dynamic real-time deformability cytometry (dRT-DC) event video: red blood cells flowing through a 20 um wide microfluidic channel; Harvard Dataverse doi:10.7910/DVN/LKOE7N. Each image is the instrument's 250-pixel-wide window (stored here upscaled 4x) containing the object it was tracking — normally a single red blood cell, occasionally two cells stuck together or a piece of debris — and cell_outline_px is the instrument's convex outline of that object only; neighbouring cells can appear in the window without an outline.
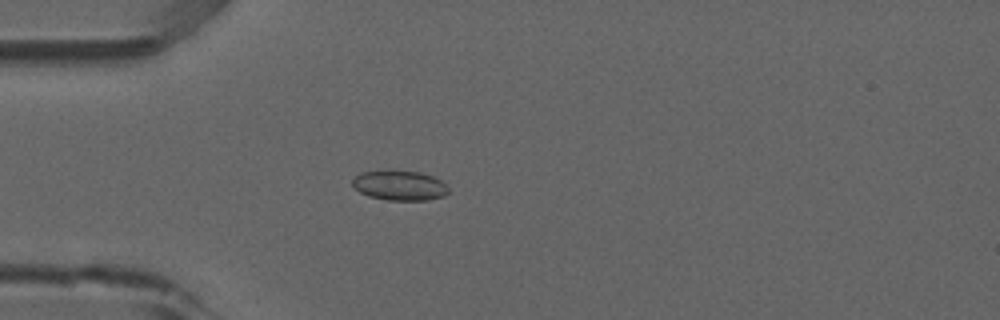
{"species": "common noctule bat (a hibernating species)", "species_latin": "Nyctalus noctula", "temperature_condition": "room temperature", "stored_images_in_passage": 3, "camera_frame_rate_fps": 3000, "um_per_image_px": 0.085, "animal": {"sex": "male", "forearm_length_mm": 52.5}, "frame": {"image": 1, "passage_image": 3, "time_ms": 0.667, "image_size_px": [1000, 320], "cell_outline_px": [[448, 192], [444, 196], [428, 200], [388, 200], [368, 196], [360, 192], [352, 184], [352, 180], [360, 172], [420, 172], [432, 176], [440, 180], [448, 188]], "centroid_in_image_um": [33.98, 15.79], "position_along_channel_um": 51.0, "area_um2": 16.24}}